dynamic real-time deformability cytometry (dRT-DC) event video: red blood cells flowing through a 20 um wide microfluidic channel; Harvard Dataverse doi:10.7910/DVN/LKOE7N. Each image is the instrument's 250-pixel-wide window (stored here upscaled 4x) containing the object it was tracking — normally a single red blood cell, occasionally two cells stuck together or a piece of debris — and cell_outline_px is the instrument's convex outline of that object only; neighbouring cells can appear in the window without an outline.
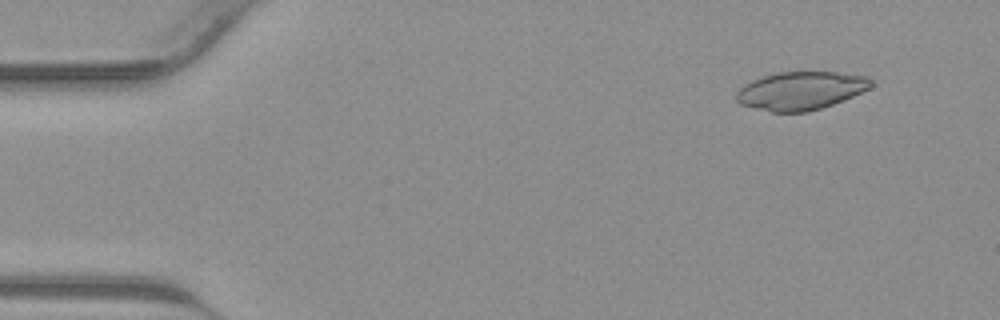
{"species": "common noctule bat (a hibernating species)", "species_latin": "Nyctalus noctula", "temperature_condition": "warm", "stored_images_in_passage": 42, "camera_frame_rate_fps": 3000, "um_per_image_px": 0.085, "animal": {"sex": "male", "body_mass_g": 23.1, "forearm_length_mm": 52.7}, "frame": {"image": 1, "passage_image": 4, "time_ms": 1.0, "image_size_px": [1000, 320], "cell_outline_px": [[876, 80], [868, 88], [852, 96], [832, 104], [808, 112], [772, 112], [740, 104], [736, 100], [736, 92], [744, 84], [752, 80], [776, 72], [836, 72], [868, 76]], "centroid_in_image_um": [68.06, 7.7], "position_along_channel_um": 16.9, "area_um2": 29.88}}